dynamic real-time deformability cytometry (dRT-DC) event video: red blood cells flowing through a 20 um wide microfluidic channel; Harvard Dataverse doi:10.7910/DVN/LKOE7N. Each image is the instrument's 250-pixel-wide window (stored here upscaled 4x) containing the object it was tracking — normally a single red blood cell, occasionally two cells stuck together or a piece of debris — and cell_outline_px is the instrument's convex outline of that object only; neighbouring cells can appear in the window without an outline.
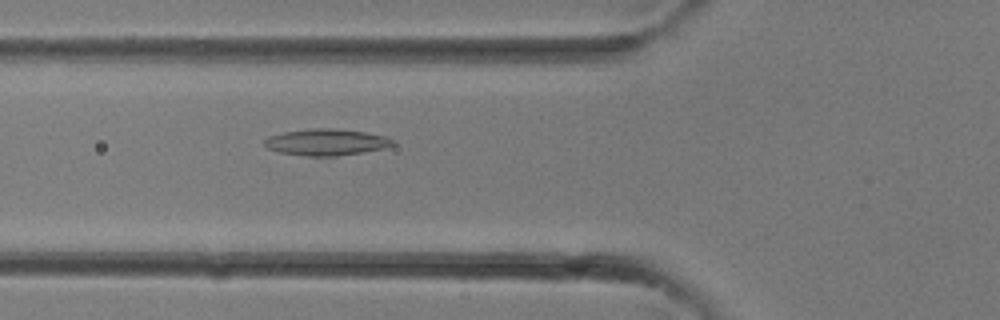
{"species": "common noctule bat (a hibernating species)", "species_latin": "Nyctalus noctula", "temperature_condition": "room temperature", "stored_images_in_passage": 13, "camera_frame_rate_fps": 3000, "um_per_image_px": 0.085, "animal": {"sex": "female"}, "frame": {"image": 1, "passage_image": 3, "time_ms": 0.667, "image_size_px": [1000, 320], "cell_outline_px": [[396, 144], [384, 148], [364, 152], [336, 156], [308, 156], [280, 152], [268, 148], [264, 144], [264, 140], [268, 136], [284, 132], [312, 128], [332, 128], [364, 132], [384, 136], [396, 140]], "centroid_in_image_um": [27.76, 12.08], "position_along_channel_um": 98.0, "area_um2": 19.77}}
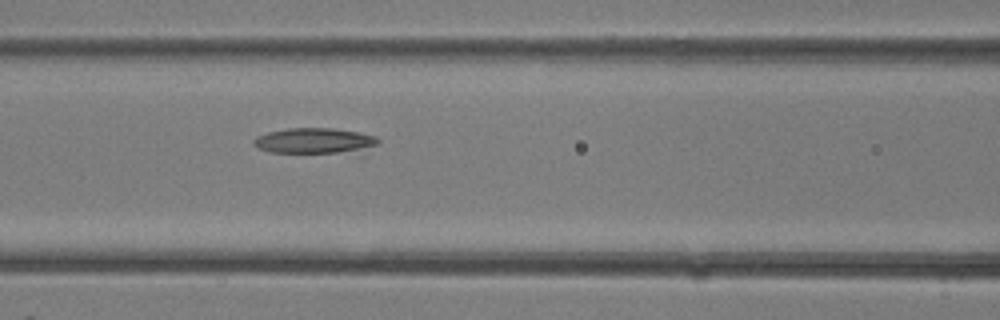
{"frame": {"image": 2, "passage_image": 5, "time_ms": 1.333, "image_size_px": [1000, 320], "cell_outline_px": [[380, 140], [376, 144], [336, 152], [272, 152], [260, 148], [252, 144], [252, 140], [256, 136], [268, 132], [288, 128], [332, 128], [360, 132], [376, 136]], "centroid_in_image_um": [26.61, 11.92], "position_along_channel_um": 140.0, "area_um2": 17.74}}